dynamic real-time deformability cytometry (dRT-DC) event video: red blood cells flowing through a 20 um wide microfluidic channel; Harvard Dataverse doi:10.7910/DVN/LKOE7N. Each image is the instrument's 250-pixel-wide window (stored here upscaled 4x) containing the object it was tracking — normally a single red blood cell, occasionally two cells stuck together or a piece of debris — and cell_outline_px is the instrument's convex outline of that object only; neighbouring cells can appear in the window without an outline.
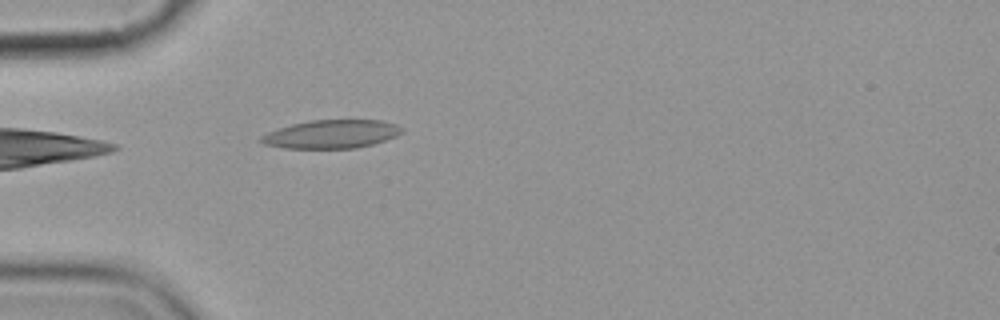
{"species": "common noctule bat (a hibernating species)", "species_latin": "Nyctalus noctula", "temperature_condition": "cold", "stored_images_in_passage": 1, "camera_frame_rate_fps": 3000, "um_per_image_px": 0.085, "animal": {"sex": "female", "body_mass_g": 19.9}, "frame": {"image": 1, "passage_image": 1, "time_ms": 0.0, "image_size_px": [1000, 320], "cell_outline_px": [[404, 132], [396, 136], [372, 144], [356, 148], [284, 148], [264, 144], [256, 140], [260, 136], [268, 132], [292, 124], [308, 120], [380, 120], [396, 124], [404, 128]], "centroid_in_image_um": [28.16, 11.4], "position_along_channel_um": 56.8, "area_um2": 23.35}}